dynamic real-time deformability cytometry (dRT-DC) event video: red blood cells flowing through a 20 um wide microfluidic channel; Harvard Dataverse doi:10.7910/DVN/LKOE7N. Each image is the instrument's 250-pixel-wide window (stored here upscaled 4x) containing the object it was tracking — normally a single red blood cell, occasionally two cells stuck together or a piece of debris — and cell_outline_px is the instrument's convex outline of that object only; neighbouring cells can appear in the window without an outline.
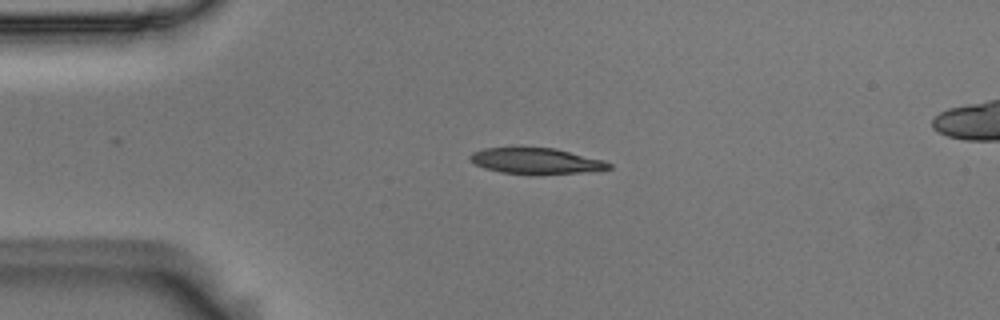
{"species": "Egyptian fruit bat (a non-hibernating species)", "species_latin": "Rousettus aegyptiacus", "temperature_condition": "room temperature", "stored_images_in_passage": 43, "camera_frame_rate_fps": 3000, "um_per_image_px": 0.085, "animal": {"sex": "male"}, "frame": {"image": 1, "passage_image": 1, "time_ms": 0.0, "image_size_px": [1000, 320], "cell_outline_px": [[612, 168], [600, 172], [500, 172], [484, 168], [476, 164], [468, 156], [472, 152], [484, 148], [556, 148], [604, 160], [612, 164]], "centroid_in_image_um": [45.63, 13.65], "position_along_channel_um": 39.4, "area_um2": 20.29}}
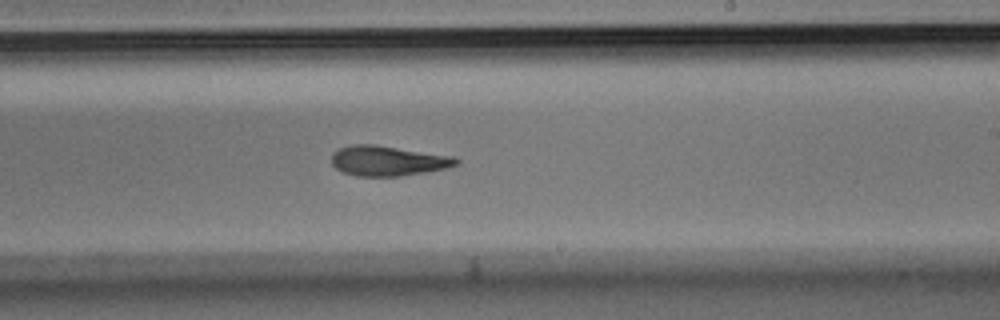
{"frame": {"image": 2, "passage_image": 21, "time_ms": 6.667, "image_size_px": [1000, 320], "cell_outline_px": [[460, 164], [448, 168], [428, 172], [400, 176], [356, 176], [344, 172], [336, 168], [332, 164], [332, 156], [340, 148], [352, 144], [372, 144], [456, 156], [460, 160]], "centroid_in_image_um": [33.06, 13.67], "position_along_channel_um": 255.9, "area_um2": 21.96}}
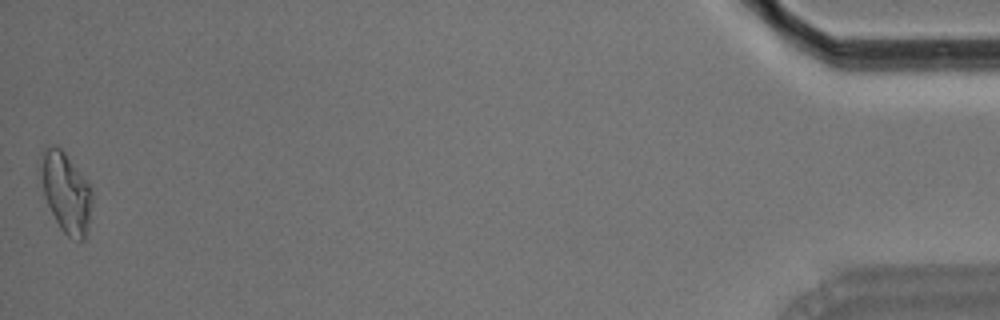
{"frame": {"image": 3, "passage_image": 43, "time_ms": 14.0, "image_size_px": [1000, 320], "cell_outline_px": [[92, 200], [88, 236], [84, 240], [80, 240], [68, 236], [60, 228], [44, 196], [40, 152], [52, 144], [56, 144], [64, 152], [88, 180], [92, 192]], "centroid_in_image_um": [5.65, 16.36], "position_along_channel_um": 429.5, "area_um2": 23.99}, "authors_computed_cell_mechanics": {"area_um2": 22.0796, "velocity_mm_per_s": 3.6592, "shape_relaxation_time_tau1_ms": 8.8655, "shape_relaxation_time_tau2_ms": 3.0438, "deformation_change_tau1": 0.2059, "deformation_change_tau2": 0.1092}}